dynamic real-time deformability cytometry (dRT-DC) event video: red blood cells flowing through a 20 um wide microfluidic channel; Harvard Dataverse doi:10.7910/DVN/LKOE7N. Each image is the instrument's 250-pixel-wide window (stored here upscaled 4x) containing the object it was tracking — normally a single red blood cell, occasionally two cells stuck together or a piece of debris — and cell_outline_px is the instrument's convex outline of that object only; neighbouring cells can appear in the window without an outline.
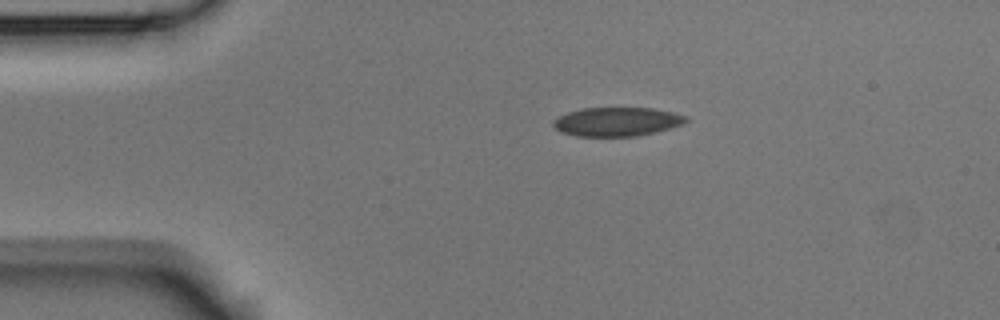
{"species": "Egyptian fruit bat (a non-hibernating species)", "species_latin": "Rousettus aegyptiacus", "temperature_condition": "room temperature", "stored_images_in_passage": 6, "camera_frame_rate_fps": 3000, "um_per_image_px": 0.085, "animal": {"sex": "male"}, "frame": {"image": 1, "passage_image": 1, "time_ms": 0.0, "image_size_px": [1000, 320], "cell_outline_px": [[688, 120], [684, 124], [672, 128], [636, 136], [576, 136], [560, 132], [552, 124], [552, 120], [568, 112], [584, 108], [652, 108], [672, 112], [688, 116]], "centroid_in_image_um": [52.46, 10.34], "position_along_channel_um": 32.5, "area_um2": 22.37}}
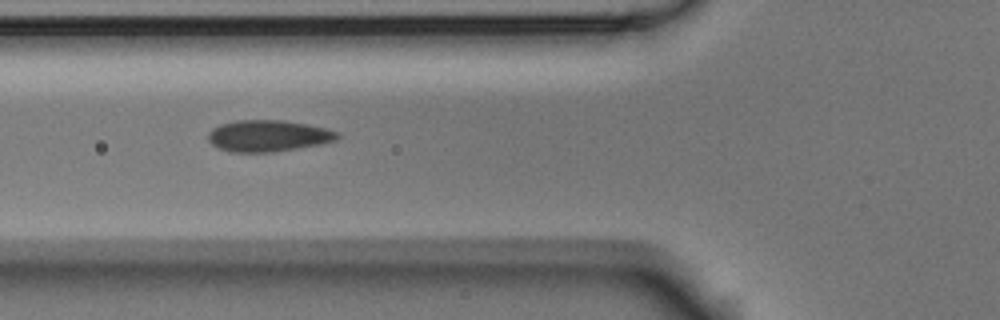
{"frame": {"image": 2, "passage_image": 3, "time_ms": 0.667, "image_size_px": [1000, 320], "cell_outline_px": [[340, 136], [336, 140], [296, 148], [272, 152], [228, 152], [212, 144], [208, 140], [208, 132], [212, 128], [220, 124], [236, 120], [284, 120], [308, 124], [340, 132]], "centroid_in_image_um": [22.76, 11.53], "position_along_channel_um": 103.0, "area_um2": 23.64}}
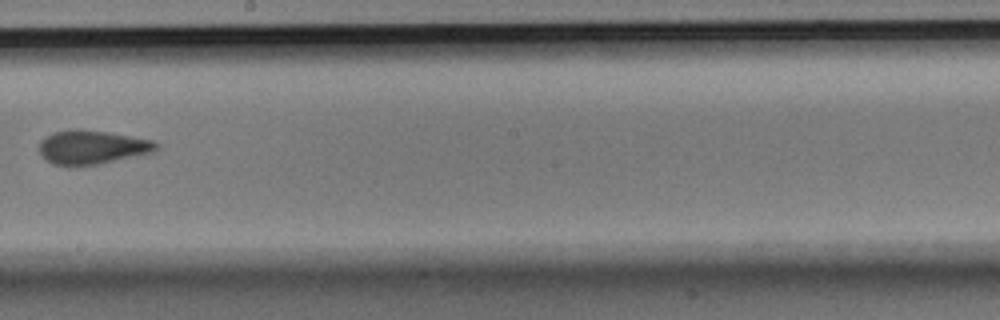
{"frame": {"image": 3, "passage_image": 6, "time_ms": 1.667, "image_size_px": [1000, 320], "cell_outline_px": [[160, 148], [152, 152], [100, 164], [68, 168], [52, 164], [40, 156], [40, 140], [52, 132], [76, 128], [80, 128], [108, 132], [152, 140], [160, 144]], "centroid_in_image_um": [7.78, 12.53], "position_along_channel_um": 240.4, "area_um2": 23.7}}